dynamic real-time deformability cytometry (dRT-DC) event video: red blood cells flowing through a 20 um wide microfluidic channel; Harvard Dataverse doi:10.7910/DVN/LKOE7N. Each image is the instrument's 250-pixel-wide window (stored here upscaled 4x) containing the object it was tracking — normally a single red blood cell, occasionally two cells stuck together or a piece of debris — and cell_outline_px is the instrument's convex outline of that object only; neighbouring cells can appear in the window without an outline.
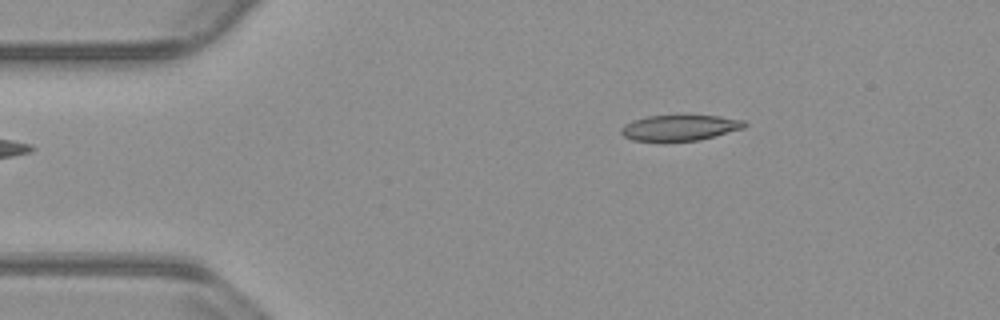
{"species": "common noctule bat (a hibernating species)", "species_latin": "Nyctalus noctula", "temperature_condition": "warm", "stored_images_in_passage": 46, "camera_frame_rate_fps": 3000, "um_per_image_px": 0.085, "animal": {"sex": "male", "body_mass_g": 23.1, "forearm_length_mm": 52.7}, "frame": {"image": 1, "passage_image": 1, "time_ms": 0.0, "image_size_px": [1000, 320], "cell_outline_px": [[748, 124], [744, 128], [700, 140], [664, 144], [632, 140], [624, 136], [620, 132], [620, 128], [624, 124], [632, 120], [648, 116], [720, 116], [744, 120]], "centroid_in_image_um": [57.73, 10.91], "position_along_channel_um": 27.3, "area_um2": 19.19}}
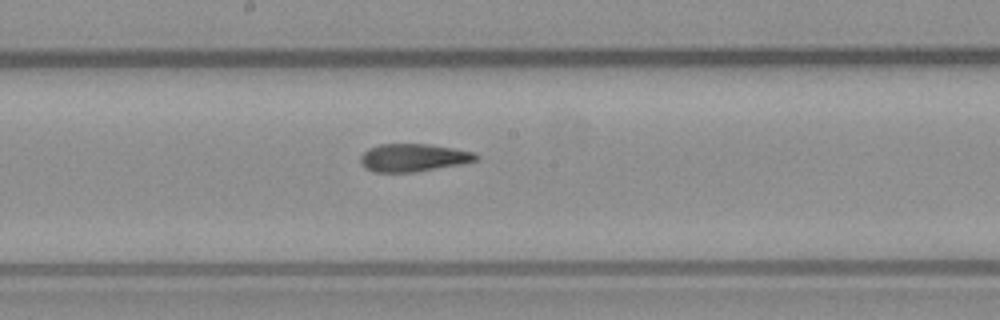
{"frame": {"image": 2, "passage_image": 20, "time_ms": 6.333, "image_size_px": [1000, 320], "cell_outline_px": [[480, 160], [460, 164], [412, 172], [372, 172], [360, 160], [360, 156], [368, 148], [380, 144], [428, 144], [476, 152], [480, 156]], "centroid_in_image_um": [35.17, 13.39], "position_along_channel_um": 213.0, "area_um2": 18.61}}
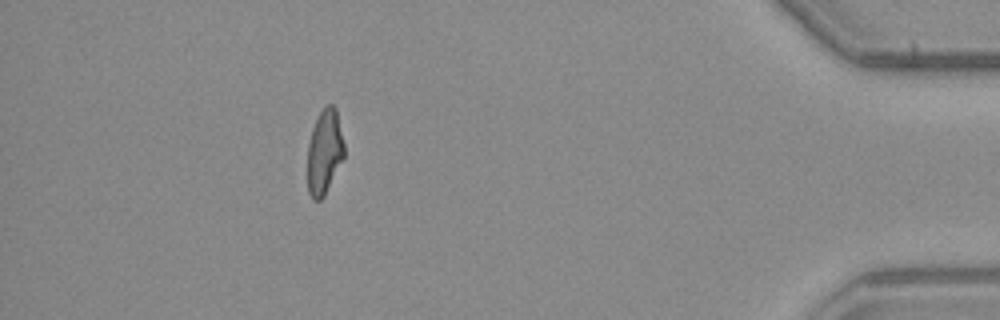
{"frame": {"image": 3, "passage_image": 40, "time_ms": 13.0, "image_size_px": [1000, 320], "cell_outline_px": [[344, 156], [324, 196], [320, 200], [312, 200], [308, 192], [308, 144], [312, 128], [324, 104], [332, 104], [336, 108], [344, 144]], "centroid_in_image_um": [27.57, 12.89], "position_along_channel_um": 407.6, "area_um2": 18.03}, "authors_computed_cell_mechanics": {"area_um2": 19.2474, "velocity_mm_per_s": 3.8236, "shape_relaxation_time_tau1_ms": null, "shape_relaxation_time_tau2_ms": 2.5329, "deformation_change_tau1": null, "deformation_change_tau2": 0.1109}}